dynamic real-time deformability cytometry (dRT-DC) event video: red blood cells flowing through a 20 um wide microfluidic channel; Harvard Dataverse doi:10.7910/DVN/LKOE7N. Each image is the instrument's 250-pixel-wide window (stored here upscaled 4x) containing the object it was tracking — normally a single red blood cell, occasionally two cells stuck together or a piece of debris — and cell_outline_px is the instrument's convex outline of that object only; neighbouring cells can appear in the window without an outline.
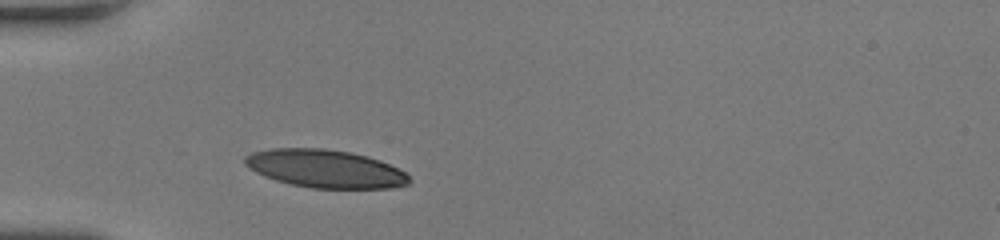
{"species": "human", "species_latin": "Homo sapiens", "temperature_condition": "room temperature", "stored_images_in_passage": 29, "camera_frame_rate_fps": 3000, "um_per_image_px": 0.085, "donor": {"sex": "female"}, "frame": {"image": 1, "passage_image": 1, "time_ms": 0.0, "image_size_px": [1000, 240], "cell_outline_px": [[412, 184], [392, 188], [312, 188], [292, 184], [276, 180], [264, 176], [256, 172], [244, 164], [244, 156], [252, 152], [272, 148], [324, 148], [352, 152], [368, 156], [380, 160], [404, 172], [412, 180]], "centroid_in_image_um": [27.66, 14.33], "position_along_channel_um": 57.3, "area_um2": 36.53}}
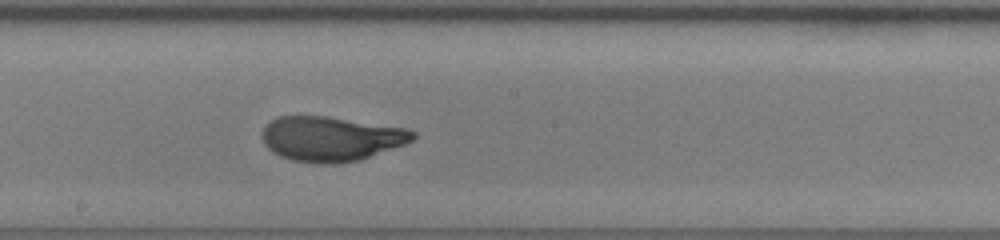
{"frame": {"image": 2, "passage_image": 14, "time_ms": 4.333, "image_size_px": [1000, 240], "cell_outline_px": [[416, 136], [412, 140], [404, 144], [360, 160], [336, 164], [316, 164], [292, 160], [280, 156], [272, 152], [264, 144], [264, 128], [272, 120], [280, 116], [324, 116], [404, 128], [416, 132]], "centroid_in_image_um": [28.13, 11.81], "position_along_channel_um": 220.1, "area_um2": 38.9}}
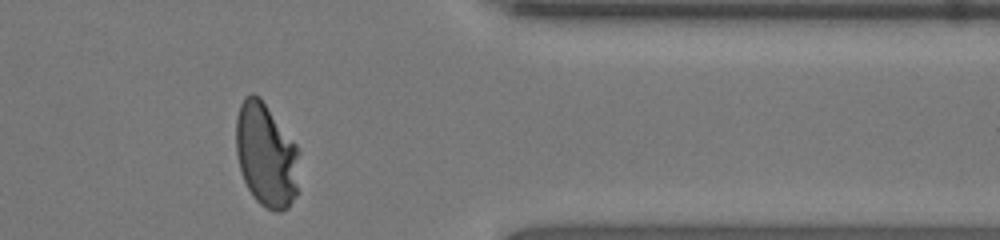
{"frame": {"image": 3, "passage_image": 27, "time_ms": 8.667, "image_size_px": [1000, 240], "cell_outline_px": [[300, 152], [296, 196], [288, 208], [280, 212], [276, 212], [260, 204], [252, 196], [244, 180], [240, 168], [236, 152], [236, 116], [240, 104], [244, 96], [252, 92], [260, 96], [296, 144]], "centroid_in_image_um": [22.62, 13.16], "position_along_channel_um": 388.8, "area_um2": 38.67}, "authors_computed_cell_mechanics": {"area_um2": 38.8994, "velocity_mm_per_s": 4.1574, "shape_relaxation_time_tau1_ms": 4.5709, "shape_relaxation_time_tau2_ms": null, "deformation_change_tau1": 0.2437, "deformation_change_tau2": null}}